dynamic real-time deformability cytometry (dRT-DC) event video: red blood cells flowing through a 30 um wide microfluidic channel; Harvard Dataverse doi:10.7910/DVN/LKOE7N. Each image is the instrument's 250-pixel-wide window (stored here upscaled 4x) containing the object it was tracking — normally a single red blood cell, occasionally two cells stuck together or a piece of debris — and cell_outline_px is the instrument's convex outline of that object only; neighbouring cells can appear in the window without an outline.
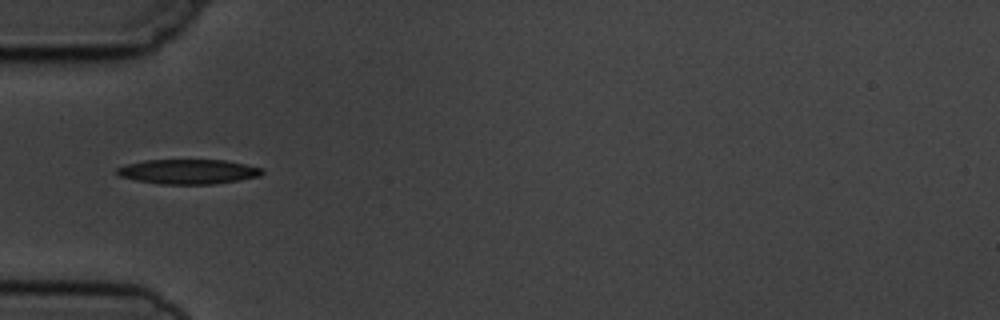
{"species": "common noctule bat (a hibernating species)", "species_latin": "Nyctalus noctula", "temperature_condition": "cold", "stored_images_in_passage": 5, "camera_frame_rate_fps": 3000, "um_per_image_px": 0.085, "animal": {"sex": "male", "body_mass_g": 19.5, "forearm_length_mm": 54.6}, "frame": {"image": 1, "passage_image": 2, "time_ms": 1.333, "image_size_px": [1000, 320], "cell_outline_px": [[264, 172], [260, 176], [212, 184], [160, 184], [136, 180], [120, 176], [116, 172], [116, 168], [128, 164], [144, 160], [224, 160], [264, 168]], "centroid_in_image_um": [16.0, 14.58], "position_along_channel_um": 69.0, "area_um2": 20.75}}
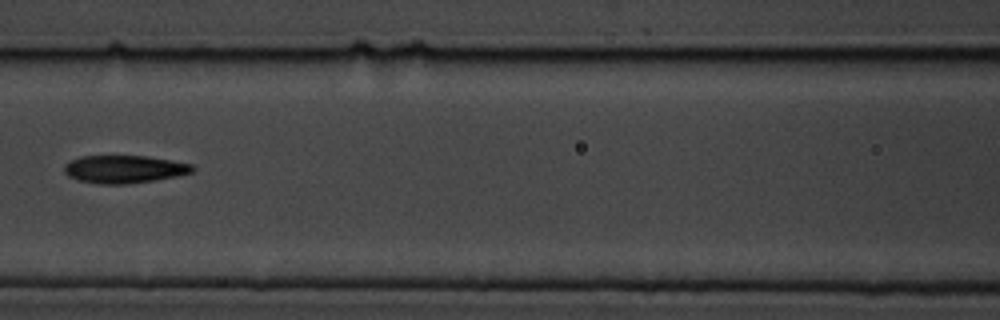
{"frame": {"image": 2, "passage_image": 4, "time_ms": 3.667, "image_size_px": [1000, 320], "cell_outline_px": [[196, 168], [192, 172], [176, 176], [152, 180], [124, 184], [100, 184], [80, 180], [68, 176], [64, 172], [64, 164], [80, 156], [144, 156], [172, 160], [192, 164]], "centroid_in_image_um": [10.55, 14.37], "position_along_channel_um": 156.0, "area_um2": 20.58}}
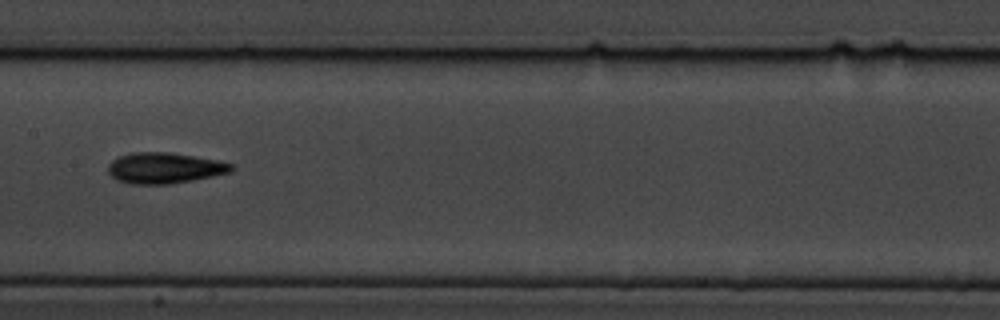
{"frame": {"image": 3, "passage_image": 5, "time_ms": 4.667, "image_size_px": [1000, 320], "cell_outline_px": [[236, 168], [232, 172], [192, 180], [168, 184], [128, 184], [116, 180], [108, 172], [108, 164], [112, 160], [120, 156], [132, 152], [168, 152], [216, 160], [232, 164]], "centroid_in_image_um": [13.96, 14.29], "position_along_channel_um": 193.4, "area_um2": 22.14}}